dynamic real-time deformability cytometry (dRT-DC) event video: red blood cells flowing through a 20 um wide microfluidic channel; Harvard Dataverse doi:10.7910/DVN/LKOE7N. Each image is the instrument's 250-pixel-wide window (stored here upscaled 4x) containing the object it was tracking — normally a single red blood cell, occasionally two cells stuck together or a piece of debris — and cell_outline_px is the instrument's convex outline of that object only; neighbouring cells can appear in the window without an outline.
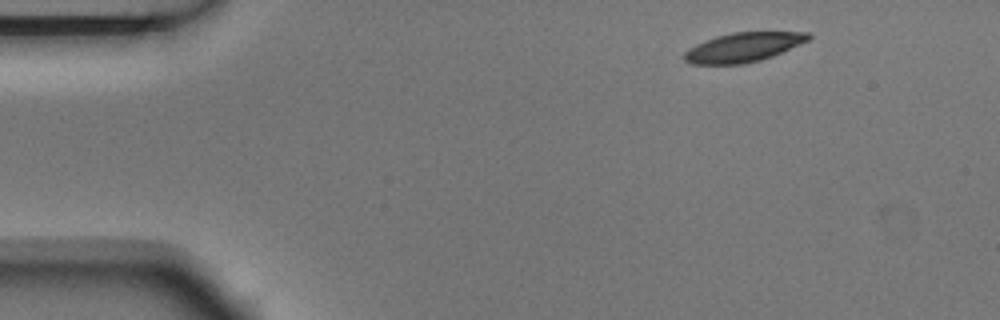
{"species": "Egyptian fruit bat (a non-hibernating species)", "species_latin": "Rousettus aegyptiacus", "temperature_condition": "room temperature", "stored_images_in_passage": 5, "camera_frame_rate_fps": 3000, "um_per_image_px": 0.085, "animal": {"sex": "male"}, "frame": {"image": 1, "passage_image": 1, "time_ms": 0.0, "image_size_px": [1000, 320], "cell_outline_px": [[812, 36], [808, 40], [772, 56], [760, 60], [744, 64], [692, 64], [684, 60], [684, 52], [688, 48], [696, 44], [716, 36], [732, 32], [808, 32]], "centroid_in_image_um": [63.15, 4.02], "position_along_channel_um": 21.9, "area_um2": 21.04}}
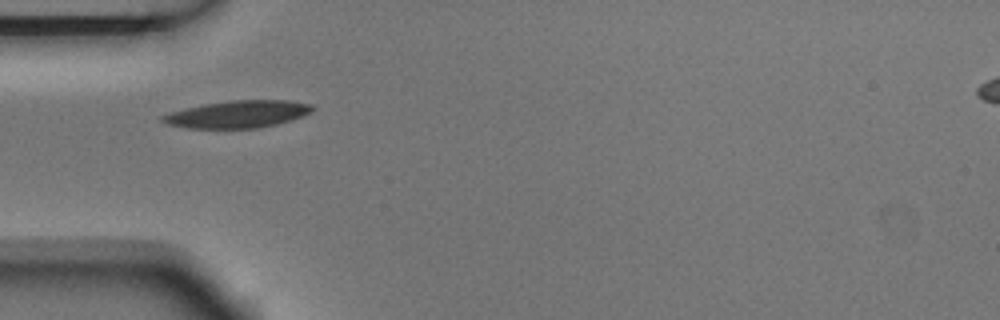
{"frame": {"image": 2, "passage_image": 4, "time_ms": 1.0, "image_size_px": [1000, 320], "cell_outline_px": [[316, 108], [304, 116], [276, 124], [256, 128], [188, 128], [168, 124], [160, 120], [160, 116], [172, 112], [204, 104], [228, 100], [288, 100], [312, 104]], "centroid_in_image_um": [20.25, 9.7], "position_along_channel_um": 64.8, "area_um2": 23.7}}
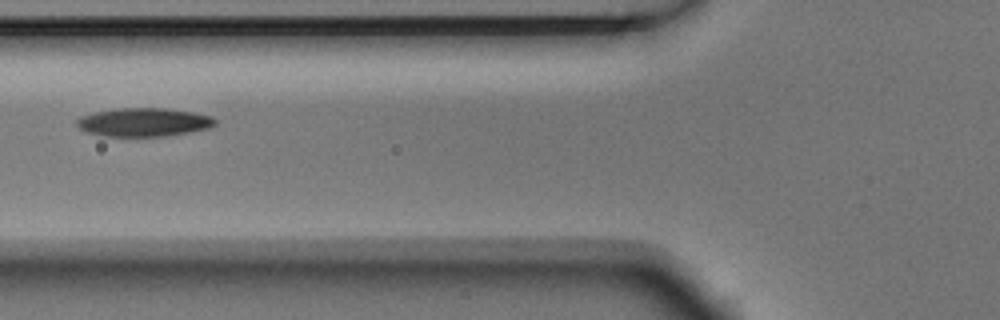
{"frame": {"image": 3, "passage_image": 5, "time_ms": 1.333, "image_size_px": [1000, 320], "cell_outline_px": [[216, 124], [208, 128], [188, 132], [164, 136], [104, 136], [88, 132], [80, 128], [76, 124], [76, 120], [80, 116], [96, 112], [116, 108], [168, 108], [192, 112], [212, 116], [216, 120]], "centroid_in_image_um": [12.22, 10.38], "position_along_channel_um": 113.6, "area_um2": 22.89}}